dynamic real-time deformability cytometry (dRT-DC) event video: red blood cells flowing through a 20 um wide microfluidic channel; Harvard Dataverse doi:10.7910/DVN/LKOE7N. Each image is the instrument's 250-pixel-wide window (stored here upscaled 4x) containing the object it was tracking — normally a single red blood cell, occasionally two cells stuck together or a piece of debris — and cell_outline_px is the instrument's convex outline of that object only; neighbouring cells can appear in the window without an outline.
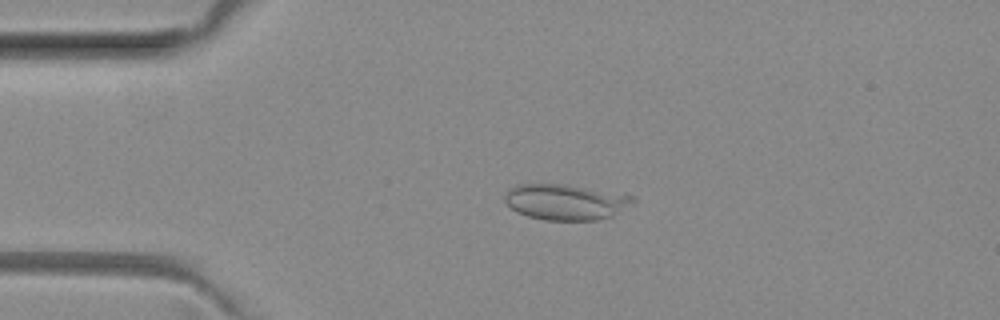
{"species": "common noctule bat (a hibernating species)", "species_latin": "Nyctalus noctula", "temperature_condition": "room temperature", "stored_images_in_passage": 13, "camera_frame_rate_fps": 3000, "um_per_image_px": 0.085, "animal": {"sex": "female", "body_mass_g": 29.2, "forearm_length_mm": 56.3}, "frame": {"image": 1, "passage_image": 12, "time_ms": 3.667, "image_size_px": [1000, 320], "cell_outline_px": [[636, 200], [612, 216], [596, 220], [544, 220], [528, 216], [516, 212], [504, 200], [504, 196], [508, 188], [516, 184], [568, 184], [632, 196]], "centroid_in_image_um": [48.02, 17.16], "position_along_channel_um": 37.0, "area_um2": 26.53}}